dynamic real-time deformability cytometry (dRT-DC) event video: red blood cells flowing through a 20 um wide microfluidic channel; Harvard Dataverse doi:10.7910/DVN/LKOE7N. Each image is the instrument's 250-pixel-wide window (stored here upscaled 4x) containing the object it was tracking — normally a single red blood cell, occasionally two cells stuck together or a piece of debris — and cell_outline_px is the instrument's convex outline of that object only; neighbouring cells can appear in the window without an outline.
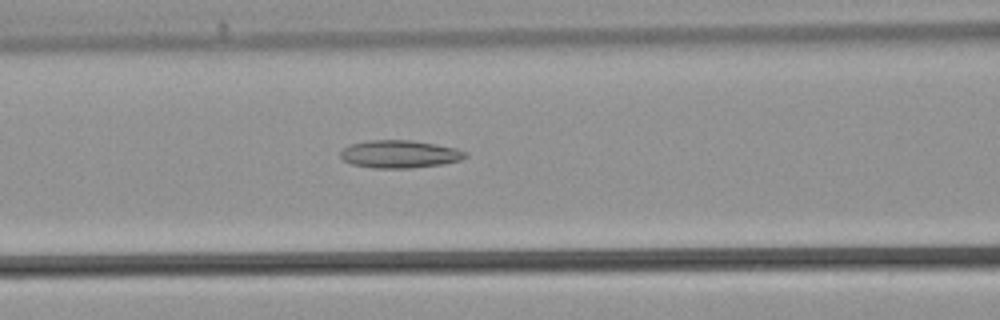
{"species": "common noctule bat (a hibernating species)", "species_latin": "Nyctalus noctula", "temperature_condition": "warm", "stored_images_in_passage": 39, "camera_frame_rate_fps": 3000, "um_per_image_px": 0.085, "animal": {"sex": "male", "body_mass_g": 21.5, "forearm_length_mm": 52.0}, "frame": {"image": 1, "passage_image": 15, "time_ms": 4.667, "image_size_px": [1000, 320], "cell_outline_px": [[468, 156], [460, 160], [444, 164], [412, 168], [372, 168], [352, 164], [344, 160], [340, 156], [340, 152], [344, 148], [352, 144], [368, 140], [408, 140], [436, 144], [456, 148], [468, 152]], "centroid_in_image_um": [34.0, 13.1], "position_along_channel_um": 132.6, "area_um2": 20.23}}
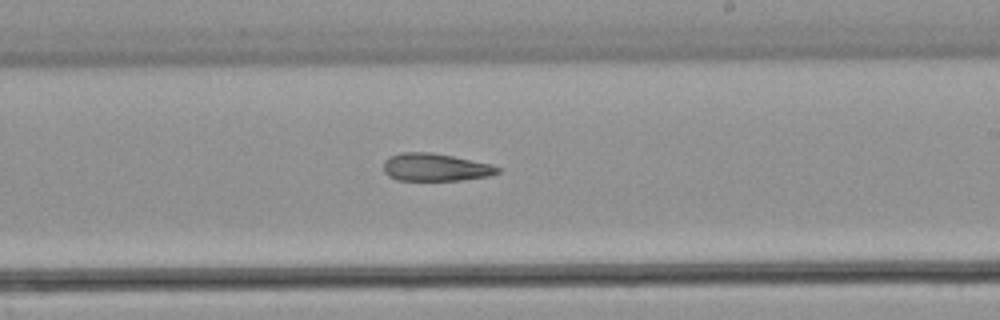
{"frame": {"image": 2, "passage_image": 22, "time_ms": 7.0, "image_size_px": [1000, 320], "cell_outline_px": [[500, 172], [492, 176], [464, 180], [396, 180], [388, 176], [384, 172], [384, 160], [388, 156], [400, 152], [432, 152], [492, 164], [500, 168]], "centroid_in_image_um": [37.01, 14.22], "position_along_channel_um": 252.0, "area_um2": 18.67}}
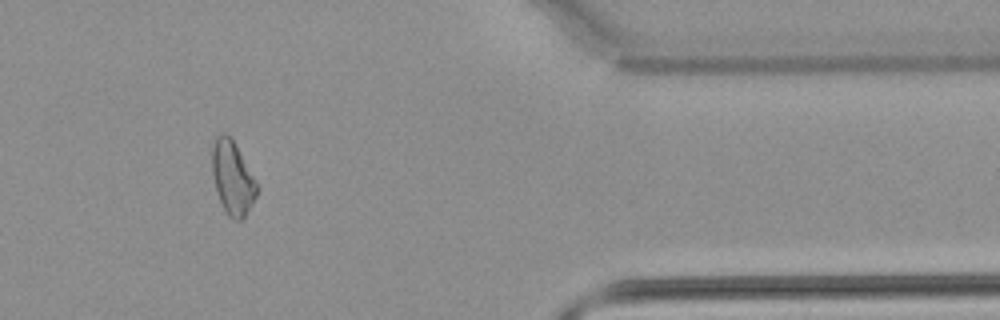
{"frame": {"image": 3, "passage_image": 32, "time_ms": 10.333, "image_size_px": [1000, 320], "cell_outline_px": [[260, 188], [244, 220], [236, 220], [228, 216], [220, 200], [216, 188], [212, 172], [212, 144], [216, 136], [220, 132], [224, 132], [232, 140], [256, 180]], "centroid_in_image_um": [19.78, 15.14], "position_along_channel_um": 391.6, "area_um2": 19.07}}